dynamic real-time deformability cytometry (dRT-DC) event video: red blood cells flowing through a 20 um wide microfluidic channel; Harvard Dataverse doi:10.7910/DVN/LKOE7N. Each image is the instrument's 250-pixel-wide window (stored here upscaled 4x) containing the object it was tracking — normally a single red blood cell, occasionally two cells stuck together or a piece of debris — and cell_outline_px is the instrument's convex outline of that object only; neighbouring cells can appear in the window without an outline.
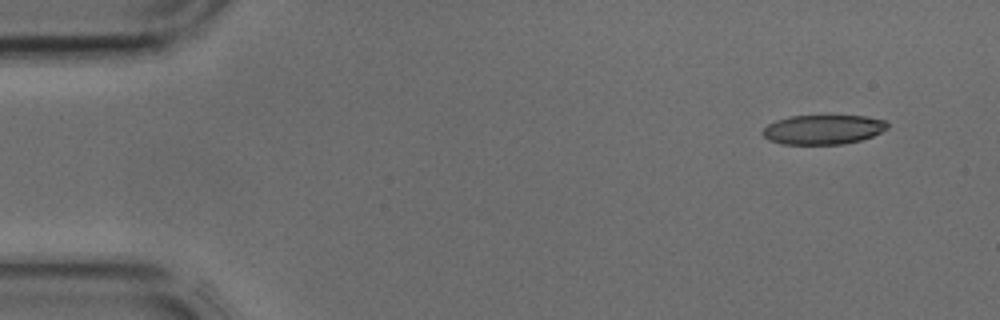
{"species": "common noctule bat (a hibernating species)", "species_latin": "Nyctalus noctula", "temperature_condition": "cold", "stored_images_in_passage": 40, "camera_frame_rate_fps": 3000, "um_per_image_px": 0.085, "animal": {"sex": "male", "body_mass_g": 17.9, "forearm_length_mm": 54.2}, "frame": {"image": 1, "passage_image": 1, "time_ms": 0.0, "image_size_px": [1000, 320], "cell_outline_px": [[888, 128], [872, 136], [860, 140], [844, 144], [784, 144], [768, 140], [760, 132], [768, 124], [776, 120], [788, 116], [864, 116], [884, 120], [888, 124]], "centroid_in_image_um": [69.93, 11.01], "position_along_channel_um": 15.1, "area_um2": 21.39}}
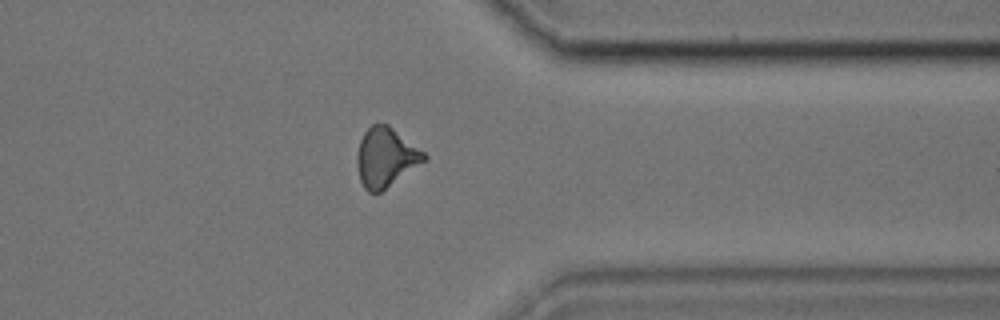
{"frame": {"image": 2, "passage_image": 31, "time_ms": 10.0, "image_size_px": [1000, 320], "cell_outline_px": [[428, 160], [380, 192], [368, 192], [364, 188], [360, 180], [356, 164], [356, 156], [360, 140], [364, 132], [372, 124], [388, 124], [424, 152], [428, 156]], "centroid_in_image_um": [32.79, 13.38], "position_along_channel_um": 378.6, "area_um2": 23.18}}
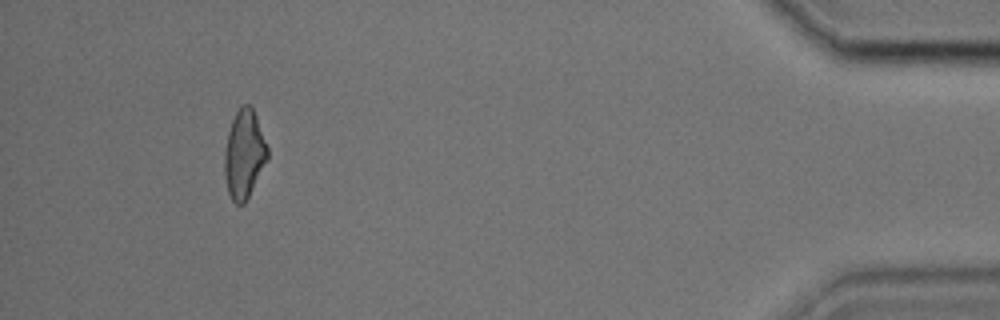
{"frame": {"image": 3, "passage_image": 37, "time_ms": 12.0, "image_size_px": [1000, 320], "cell_outline_px": [[268, 156], [244, 204], [236, 204], [232, 200], [228, 192], [224, 176], [224, 148], [228, 132], [232, 120], [240, 104], [248, 104], [252, 108], [256, 116], [268, 148]], "centroid_in_image_um": [20.72, 13.08], "position_along_channel_um": 414.5, "area_um2": 21.91}}